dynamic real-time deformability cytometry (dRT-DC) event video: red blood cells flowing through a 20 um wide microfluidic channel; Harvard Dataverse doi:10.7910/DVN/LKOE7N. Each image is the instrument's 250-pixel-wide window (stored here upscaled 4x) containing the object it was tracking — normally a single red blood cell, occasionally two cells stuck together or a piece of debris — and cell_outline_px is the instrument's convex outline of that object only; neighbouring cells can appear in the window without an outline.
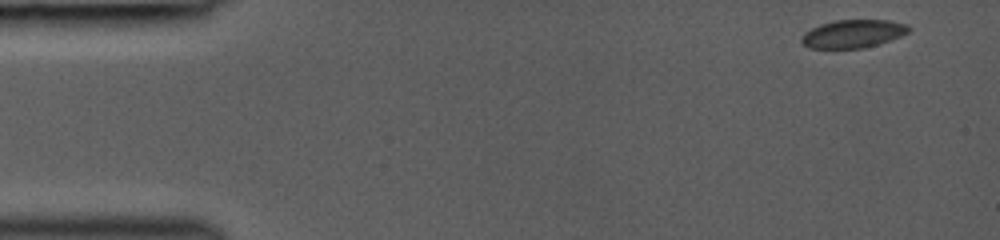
{"species": "common noctule bat (a hibernating species)", "species_latin": "Nyctalus noctula", "temperature_condition": "room temperature", "stored_images_in_passage": 16, "camera_frame_rate_fps": 3000, "um_per_image_px": 0.085, "animal": {"sex": "female", "body_mass_g": 19.0, "forearm_length_mm": 53.3}, "frame": {"image": 1, "passage_image": 1, "time_ms": 0.0, "image_size_px": [1000, 240], "cell_outline_px": [[912, 28], [908, 32], [900, 36], [880, 44], [864, 48], [808, 48], [800, 40], [804, 32], [820, 24], [836, 20], [888, 20], [908, 24]], "centroid_in_image_um": [72.52, 2.87], "position_along_channel_um": 12.5, "area_um2": 17.63}}
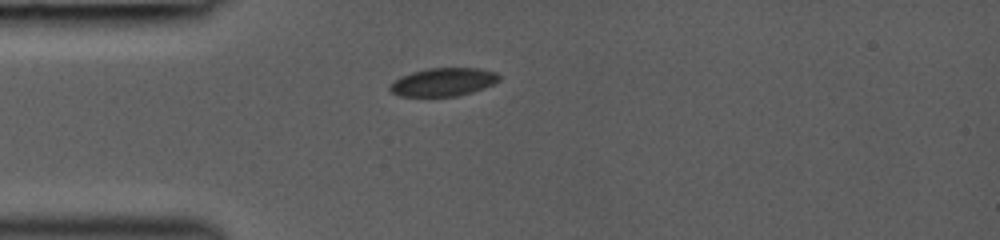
{"frame": {"image": 2, "passage_image": 9, "time_ms": 3.333, "image_size_px": [1000, 240], "cell_outline_px": [[500, 80], [484, 88], [472, 92], [456, 96], [400, 96], [392, 92], [388, 88], [400, 76], [412, 72], [428, 68], [480, 68], [496, 72], [500, 76]], "centroid_in_image_um": [37.7, 6.96], "position_along_channel_um": 47.3, "area_um2": 17.86}}
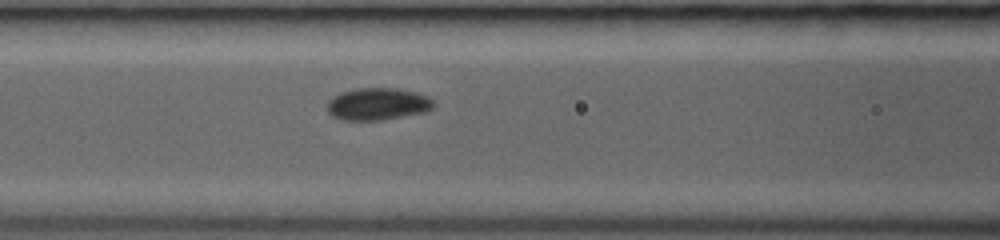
{"frame": {"image": 3, "passage_image": 14, "time_ms": 5.667, "image_size_px": [1000, 240], "cell_outline_px": [[436, 104], [428, 112], [380, 120], [340, 120], [332, 116], [328, 112], [328, 100], [332, 96], [340, 92], [356, 88], [400, 88], [416, 92], [428, 96]], "centroid_in_image_um": [32.11, 8.83], "position_along_channel_um": 134.5, "area_um2": 20.29}}